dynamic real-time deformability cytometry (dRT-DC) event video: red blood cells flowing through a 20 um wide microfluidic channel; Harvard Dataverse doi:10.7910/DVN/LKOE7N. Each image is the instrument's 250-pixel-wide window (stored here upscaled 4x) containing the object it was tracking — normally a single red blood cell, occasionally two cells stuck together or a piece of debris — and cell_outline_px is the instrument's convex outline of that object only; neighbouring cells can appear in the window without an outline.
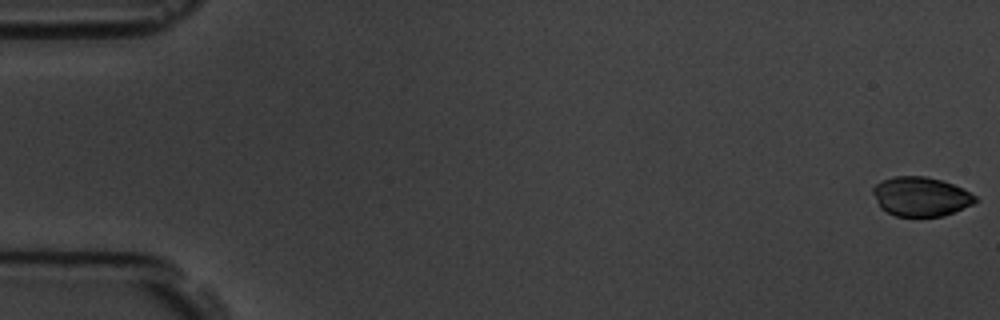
{"species": "common noctule bat (a hibernating species)", "species_latin": "Nyctalus noctula", "temperature_condition": "room temperature", "stored_images_in_passage": 5, "camera_frame_rate_fps": 3000, "um_per_image_px": 0.085, "animal": {"sex": "male", "body_mass_g": 19.5, "forearm_length_mm": 54.6}, "frame": {"image": 1, "passage_image": 1, "time_ms": 0.0, "image_size_px": [1000, 320], "cell_outline_px": [[980, 200], [972, 204], [944, 216], [896, 216], [880, 208], [872, 192], [872, 188], [880, 180], [896, 176], [924, 176], [940, 180], [952, 184], [976, 196]], "centroid_in_image_um": [78.24, 16.71], "position_along_channel_um": 6.8, "area_um2": 23.29}}